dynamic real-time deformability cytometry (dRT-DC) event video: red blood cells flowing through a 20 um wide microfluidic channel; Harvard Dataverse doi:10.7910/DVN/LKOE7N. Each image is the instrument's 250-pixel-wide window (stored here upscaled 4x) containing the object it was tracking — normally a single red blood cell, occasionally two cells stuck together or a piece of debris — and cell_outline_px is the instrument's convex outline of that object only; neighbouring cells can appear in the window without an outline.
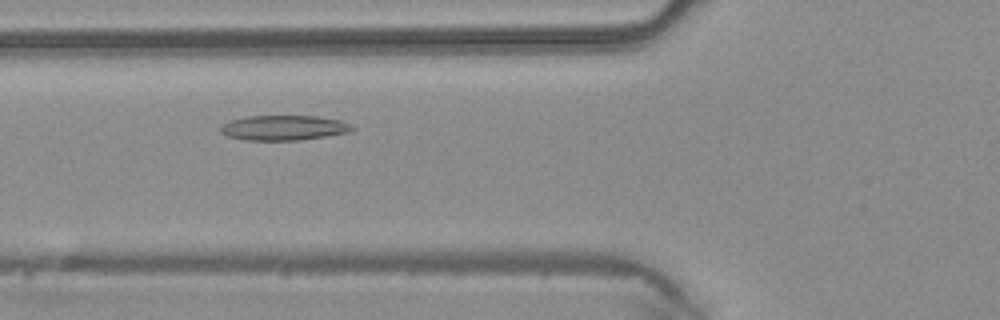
{"species": "common noctule bat (a hibernating species)", "species_latin": "Nyctalus noctula", "temperature_condition": "warm", "stored_images_in_passage": 42, "camera_frame_rate_fps": 3000, "um_per_image_px": 0.085, "animal": {"sex": "male", "body_mass_g": 20.4}, "frame": {"image": 1, "passage_image": 12, "time_ms": 3.667, "image_size_px": [1000, 320], "cell_outline_px": [[356, 128], [352, 132], [300, 140], [244, 140], [228, 136], [220, 132], [220, 128], [224, 124], [232, 120], [248, 116], [316, 116], [340, 120], [352, 124]], "centroid_in_image_um": [24.18, 10.86], "position_along_channel_um": 101.6, "area_um2": 19.19}}
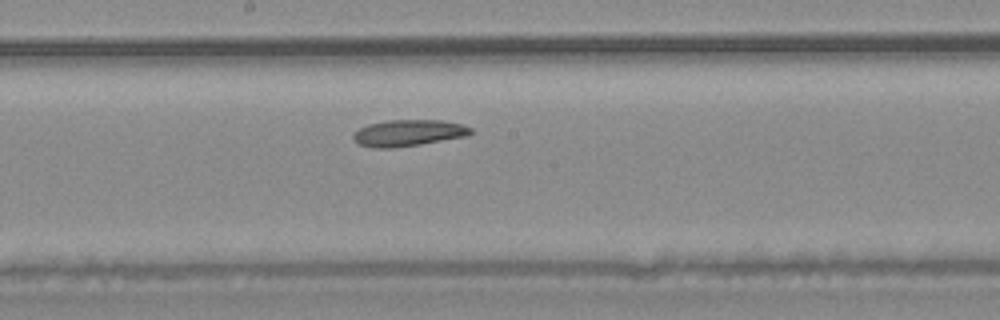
{"frame": {"image": 2, "passage_image": 20, "time_ms": 6.333, "image_size_px": [1000, 320], "cell_outline_px": [[476, 132], [468, 136], [420, 144], [392, 148], [372, 148], [360, 144], [352, 140], [352, 136], [360, 128], [368, 124], [388, 120], [444, 120], [464, 124], [472, 128]], "centroid_in_image_um": [34.77, 11.29], "position_along_channel_um": 213.4, "area_um2": 18.32}}
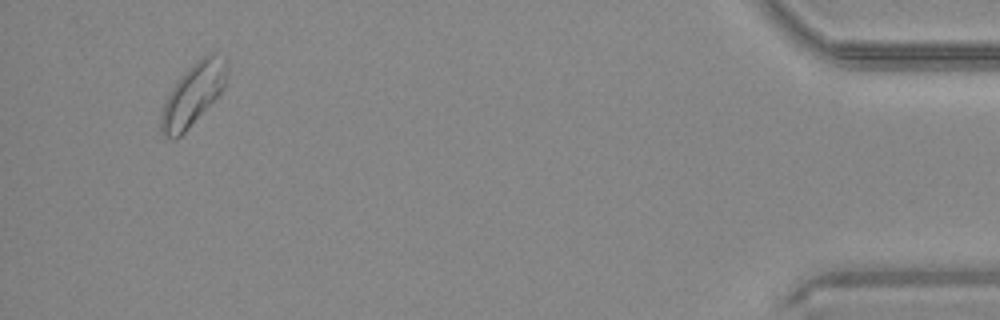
{"frame": {"image": 3, "passage_image": 40, "time_ms": 13.0, "image_size_px": [1000, 320], "cell_outline_px": [[228, 76], [224, 88], [188, 128], [180, 136], [172, 140], [164, 136], [160, 132], [160, 112], [164, 100], [176, 80], [196, 60], [212, 52], [224, 56], [228, 60]], "centroid_in_image_um": [16.4, 8.0], "position_along_channel_um": 418.8, "area_um2": 24.1}}